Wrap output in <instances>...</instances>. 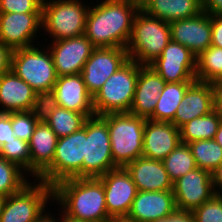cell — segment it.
Segmentation results:
<instances>
[{"label":"cell","instance_id":"obj_4","mask_svg":"<svg viewBox=\"0 0 222 222\" xmlns=\"http://www.w3.org/2000/svg\"><path fill=\"white\" fill-rule=\"evenodd\" d=\"M146 119L127 113L106 114L114 165L125 168L143 154Z\"/></svg>","mask_w":222,"mask_h":222},{"label":"cell","instance_id":"obj_20","mask_svg":"<svg viewBox=\"0 0 222 222\" xmlns=\"http://www.w3.org/2000/svg\"><path fill=\"white\" fill-rule=\"evenodd\" d=\"M180 143V130L173 123L146 119L142 157L162 161Z\"/></svg>","mask_w":222,"mask_h":222},{"label":"cell","instance_id":"obj_29","mask_svg":"<svg viewBox=\"0 0 222 222\" xmlns=\"http://www.w3.org/2000/svg\"><path fill=\"white\" fill-rule=\"evenodd\" d=\"M196 81L216 83L222 77V48L210 46L196 57Z\"/></svg>","mask_w":222,"mask_h":222},{"label":"cell","instance_id":"obj_9","mask_svg":"<svg viewBox=\"0 0 222 222\" xmlns=\"http://www.w3.org/2000/svg\"><path fill=\"white\" fill-rule=\"evenodd\" d=\"M36 181L5 197L0 222H34L44 213L47 203L53 202V186Z\"/></svg>","mask_w":222,"mask_h":222},{"label":"cell","instance_id":"obj_38","mask_svg":"<svg viewBox=\"0 0 222 222\" xmlns=\"http://www.w3.org/2000/svg\"><path fill=\"white\" fill-rule=\"evenodd\" d=\"M43 0H0L3 13H42Z\"/></svg>","mask_w":222,"mask_h":222},{"label":"cell","instance_id":"obj_43","mask_svg":"<svg viewBox=\"0 0 222 222\" xmlns=\"http://www.w3.org/2000/svg\"><path fill=\"white\" fill-rule=\"evenodd\" d=\"M203 11L209 15H222V0H203Z\"/></svg>","mask_w":222,"mask_h":222},{"label":"cell","instance_id":"obj_39","mask_svg":"<svg viewBox=\"0 0 222 222\" xmlns=\"http://www.w3.org/2000/svg\"><path fill=\"white\" fill-rule=\"evenodd\" d=\"M12 112H0V147L13 139Z\"/></svg>","mask_w":222,"mask_h":222},{"label":"cell","instance_id":"obj_23","mask_svg":"<svg viewBox=\"0 0 222 222\" xmlns=\"http://www.w3.org/2000/svg\"><path fill=\"white\" fill-rule=\"evenodd\" d=\"M125 169L131 175L138 191L173 190V182L162 161L139 157Z\"/></svg>","mask_w":222,"mask_h":222},{"label":"cell","instance_id":"obj_14","mask_svg":"<svg viewBox=\"0 0 222 222\" xmlns=\"http://www.w3.org/2000/svg\"><path fill=\"white\" fill-rule=\"evenodd\" d=\"M49 42L47 46L58 77L81 74L84 64L96 48L84 34Z\"/></svg>","mask_w":222,"mask_h":222},{"label":"cell","instance_id":"obj_27","mask_svg":"<svg viewBox=\"0 0 222 222\" xmlns=\"http://www.w3.org/2000/svg\"><path fill=\"white\" fill-rule=\"evenodd\" d=\"M194 82H171L166 83L164 89L159 94L153 114L148 118L157 122H170L174 120V115L178 106L186 93V90Z\"/></svg>","mask_w":222,"mask_h":222},{"label":"cell","instance_id":"obj_31","mask_svg":"<svg viewBox=\"0 0 222 222\" xmlns=\"http://www.w3.org/2000/svg\"><path fill=\"white\" fill-rule=\"evenodd\" d=\"M197 168L213 173L222 164V147L214 140H197L188 143Z\"/></svg>","mask_w":222,"mask_h":222},{"label":"cell","instance_id":"obj_2","mask_svg":"<svg viewBox=\"0 0 222 222\" xmlns=\"http://www.w3.org/2000/svg\"><path fill=\"white\" fill-rule=\"evenodd\" d=\"M66 216L87 222L113 221L107 212L104 186L98 178H68L53 186V203Z\"/></svg>","mask_w":222,"mask_h":222},{"label":"cell","instance_id":"obj_26","mask_svg":"<svg viewBox=\"0 0 222 222\" xmlns=\"http://www.w3.org/2000/svg\"><path fill=\"white\" fill-rule=\"evenodd\" d=\"M142 10L162 21L171 22L203 12V0H152Z\"/></svg>","mask_w":222,"mask_h":222},{"label":"cell","instance_id":"obj_47","mask_svg":"<svg viewBox=\"0 0 222 222\" xmlns=\"http://www.w3.org/2000/svg\"><path fill=\"white\" fill-rule=\"evenodd\" d=\"M214 140L222 147V120L220 121Z\"/></svg>","mask_w":222,"mask_h":222},{"label":"cell","instance_id":"obj_6","mask_svg":"<svg viewBox=\"0 0 222 222\" xmlns=\"http://www.w3.org/2000/svg\"><path fill=\"white\" fill-rule=\"evenodd\" d=\"M82 0H43L42 29L53 41L72 38L85 33L90 8Z\"/></svg>","mask_w":222,"mask_h":222},{"label":"cell","instance_id":"obj_30","mask_svg":"<svg viewBox=\"0 0 222 222\" xmlns=\"http://www.w3.org/2000/svg\"><path fill=\"white\" fill-rule=\"evenodd\" d=\"M162 162L173 183L197 168L189 145L182 142Z\"/></svg>","mask_w":222,"mask_h":222},{"label":"cell","instance_id":"obj_7","mask_svg":"<svg viewBox=\"0 0 222 222\" xmlns=\"http://www.w3.org/2000/svg\"><path fill=\"white\" fill-rule=\"evenodd\" d=\"M85 139H87V119L80 130L58 138L52 164L37 179L55 186L68 178H82Z\"/></svg>","mask_w":222,"mask_h":222},{"label":"cell","instance_id":"obj_46","mask_svg":"<svg viewBox=\"0 0 222 222\" xmlns=\"http://www.w3.org/2000/svg\"><path fill=\"white\" fill-rule=\"evenodd\" d=\"M55 217H53V214L51 215V211L50 213L48 212H44L36 221L34 222H59V219Z\"/></svg>","mask_w":222,"mask_h":222},{"label":"cell","instance_id":"obj_18","mask_svg":"<svg viewBox=\"0 0 222 222\" xmlns=\"http://www.w3.org/2000/svg\"><path fill=\"white\" fill-rule=\"evenodd\" d=\"M173 190L138 191L125 222H152L176 210Z\"/></svg>","mask_w":222,"mask_h":222},{"label":"cell","instance_id":"obj_1","mask_svg":"<svg viewBox=\"0 0 222 222\" xmlns=\"http://www.w3.org/2000/svg\"><path fill=\"white\" fill-rule=\"evenodd\" d=\"M90 5L84 35L96 47L127 48L140 10L131 0H101Z\"/></svg>","mask_w":222,"mask_h":222},{"label":"cell","instance_id":"obj_51","mask_svg":"<svg viewBox=\"0 0 222 222\" xmlns=\"http://www.w3.org/2000/svg\"><path fill=\"white\" fill-rule=\"evenodd\" d=\"M215 85H222V77L215 83Z\"/></svg>","mask_w":222,"mask_h":222},{"label":"cell","instance_id":"obj_50","mask_svg":"<svg viewBox=\"0 0 222 222\" xmlns=\"http://www.w3.org/2000/svg\"><path fill=\"white\" fill-rule=\"evenodd\" d=\"M4 199H5V197L0 196V216H1L2 208H3V204H4Z\"/></svg>","mask_w":222,"mask_h":222},{"label":"cell","instance_id":"obj_12","mask_svg":"<svg viewBox=\"0 0 222 222\" xmlns=\"http://www.w3.org/2000/svg\"><path fill=\"white\" fill-rule=\"evenodd\" d=\"M148 66L166 83L196 81V56L185 46L171 40L162 54Z\"/></svg>","mask_w":222,"mask_h":222},{"label":"cell","instance_id":"obj_40","mask_svg":"<svg viewBox=\"0 0 222 222\" xmlns=\"http://www.w3.org/2000/svg\"><path fill=\"white\" fill-rule=\"evenodd\" d=\"M211 45L222 48V15H211Z\"/></svg>","mask_w":222,"mask_h":222},{"label":"cell","instance_id":"obj_17","mask_svg":"<svg viewBox=\"0 0 222 222\" xmlns=\"http://www.w3.org/2000/svg\"><path fill=\"white\" fill-rule=\"evenodd\" d=\"M171 41L189 49L196 57L211 46V15L197 16L169 22Z\"/></svg>","mask_w":222,"mask_h":222},{"label":"cell","instance_id":"obj_48","mask_svg":"<svg viewBox=\"0 0 222 222\" xmlns=\"http://www.w3.org/2000/svg\"><path fill=\"white\" fill-rule=\"evenodd\" d=\"M60 216L61 217H59V222H87V221H80V220L72 219V218L66 216L63 212L62 213L60 212Z\"/></svg>","mask_w":222,"mask_h":222},{"label":"cell","instance_id":"obj_19","mask_svg":"<svg viewBox=\"0 0 222 222\" xmlns=\"http://www.w3.org/2000/svg\"><path fill=\"white\" fill-rule=\"evenodd\" d=\"M216 109L215 84L195 81L187 90L174 115L173 124L180 128L194 118Z\"/></svg>","mask_w":222,"mask_h":222},{"label":"cell","instance_id":"obj_11","mask_svg":"<svg viewBox=\"0 0 222 222\" xmlns=\"http://www.w3.org/2000/svg\"><path fill=\"white\" fill-rule=\"evenodd\" d=\"M98 179L104 186L109 217L113 221L125 220L138 192L131 175L125 168L117 167Z\"/></svg>","mask_w":222,"mask_h":222},{"label":"cell","instance_id":"obj_8","mask_svg":"<svg viewBox=\"0 0 222 222\" xmlns=\"http://www.w3.org/2000/svg\"><path fill=\"white\" fill-rule=\"evenodd\" d=\"M34 46L13 50L11 70L35 92L52 90L57 74L52 54L47 48Z\"/></svg>","mask_w":222,"mask_h":222},{"label":"cell","instance_id":"obj_13","mask_svg":"<svg viewBox=\"0 0 222 222\" xmlns=\"http://www.w3.org/2000/svg\"><path fill=\"white\" fill-rule=\"evenodd\" d=\"M128 60L126 48H95L81 71L87 91L94 96L106 80Z\"/></svg>","mask_w":222,"mask_h":222},{"label":"cell","instance_id":"obj_41","mask_svg":"<svg viewBox=\"0 0 222 222\" xmlns=\"http://www.w3.org/2000/svg\"><path fill=\"white\" fill-rule=\"evenodd\" d=\"M13 50L0 41V76L11 71Z\"/></svg>","mask_w":222,"mask_h":222},{"label":"cell","instance_id":"obj_42","mask_svg":"<svg viewBox=\"0 0 222 222\" xmlns=\"http://www.w3.org/2000/svg\"><path fill=\"white\" fill-rule=\"evenodd\" d=\"M152 222H195L192 211L176 209L171 215Z\"/></svg>","mask_w":222,"mask_h":222},{"label":"cell","instance_id":"obj_15","mask_svg":"<svg viewBox=\"0 0 222 222\" xmlns=\"http://www.w3.org/2000/svg\"><path fill=\"white\" fill-rule=\"evenodd\" d=\"M41 28L42 13L0 12V41L12 50L34 46Z\"/></svg>","mask_w":222,"mask_h":222},{"label":"cell","instance_id":"obj_22","mask_svg":"<svg viewBox=\"0 0 222 222\" xmlns=\"http://www.w3.org/2000/svg\"><path fill=\"white\" fill-rule=\"evenodd\" d=\"M53 90L59 107L83 113L87 117L95 115L93 96L87 91L81 74L57 77Z\"/></svg>","mask_w":222,"mask_h":222},{"label":"cell","instance_id":"obj_28","mask_svg":"<svg viewBox=\"0 0 222 222\" xmlns=\"http://www.w3.org/2000/svg\"><path fill=\"white\" fill-rule=\"evenodd\" d=\"M221 120L222 115L217 109L205 116L190 120L179 128L181 142L188 144L197 140L214 139Z\"/></svg>","mask_w":222,"mask_h":222},{"label":"cell","instance_id":"obj_35","mask_svg":"<svg viewBox=\"0 0 222 222\" xmlns=\"http://www.w3.org/2000/svg\"><path fill=\"white\" fill-rule=\"evenodd\" d=\"M59 107L54 90L36 92L32 113L38 122H45Z\"/></svg>","mask_w":222,"mask_h":222},{"label":"cell","instance_id":"obj_10","mask_svg":"<svg viewBox=\"0 0 222 222\" xmlns=\"http://www.w3.org/2000/svg\"><path fill=\"white\" fill-rule=\"evenodd\" d=\"M106 115L87 118V139L82 165V178H99L117 168L114 165Z\"/></svg>","mask_w":222,"mask_h":222},{"label":"cell","instance_id":"obj_25","mask_svg":"<svg viewBox=\"0 0 222 222\" xmlns=\"http://www.w3.org/2000/svg\"><path fill=\"white\" fill-rule=\"evenodd\" d=\"M58 137L46 122H38L31 136L29 152L31 176L36 180L53 161Z\"/></svg>","mask_w":222,"mask_h":222},{"label":"cell","instance_id":"obj_52","mask_svg":"<svg viewBox=\"0 0 222 222\" xmlns=\"http://www.w3.org/2000/svg\"><path fill=\"white\" fill-rule=\"evenodd\" d=\"M111 222H125L124 220H119V221H111Z\"/></svg>","mask_w":222,"mask_h":222},{"label":"cell","instance_id":"obj_16","mask_svg":"<svg viewBox=\"0 0 222 222\" xmlns=\"http://www.w3.org/2000/svg\"><path fill=\"white\" fill-rule=\"evenodd\" d=\"M176 208L193 211L214 195L212 173L196 168L173 183Z\"/></svg>","mask_w":222,"mask_h":222},{"label":"cell","instance_id":"obj_33","mask_svg":"<svg viewBox=\"0 0 222 222\" xmlns=\"http://www.w3.org/2000/svg\"><path fill=\"white\" fill-rule=\"evenodd\" d=\"M26 174L17 164L0 156V196L8 197L20 191L29 183Z\"/></svg>","mask_w":222,"mask_h":222},{"label":"cell","instance_id":"obj_44","mask_svg":"<svg viewBox=\"0 0 222 222\" xmlns=\"http://www.w3.org/2000/svg\"><path fill=\"white\" fill-rule=\"evenodd\" d=\"M212 182L215 194L222 195V164L212 173Z\"/></svg>","mask_w":222,"mask_h":222},{"label":"cell","instance_id":"obj_36","mask_svg":"<svg viewBox=\"0 0 222 222\" xmlns=\"http://www.w3.org/2000/svg\"><path fill=\"white\" fill-rule=\"evenodd\" d=\"M37 124L32 111L12 112V129L16 138L29 142Z\"/></svg>","mask_w":222,"mask_h":222},{"label":"cell","instance_id":"obj_21","mask_svg":"<svg viewBox=\"0 0 222 222\" xmlns=\"http://www.w3.org/2000/svg\"><path fill=\"white\" fill-rule=\"evenodd\" d=\"M166 82L150 66L139 65V74L129 113L148 119L154 112Z\"/></svg>","mask_w":222,"mask_h":222},{"label":"cell","instance_id":"obj_37","mask_svg":"<svg viewBox=\"0 0 222 222\" xmlns=\"http://www.w3.org/2000/svg\"><path fill=\"white\" fill-rule=\"evenodd\" d=\"M192 213L195 222H222V195L215 194Z\"/></svg>","mask_w":222,"mask_h":222},{"label":"cell","instance_id":"obj_49","mask_svg":"<svg viewBox=\"0 0 222 222\" xmlns=\"http://www.w3.org/2000/svg\"><path fill=\"white\" fill-rule=\"evenodd\" d=\"M139 9H143L152 0H131Z\"/></svg>","mask_w":222,"mask_h":222},{"label":"cell","instance_id":"obj_24","mask_svg":"<svg viewBox=\"0 0 222 222\" xmlns=\"http://www.w3.org/2000/svg\"><path fill=\"white\" fill-rule=\"evenodd\" d=\"M36 92L12 70L0 76V112L31 111Z\"/></svg>","mask_w":222,"mask_h":222},{"label":"cell","instance_id":"obj_32","mask_svg":"<svg viewBox=\"0 0 222 222\" xmlns=\"http://www.w3.org/2000/svg\"><path fill=\"white\" fill-rule=\"evenodd\" d=\"M87 118L83 113L58 107L45 122L61 138L80 130Z\"/></svg>","mask_w":222,"mask_h":222},{"label":"cell","instance_id":"obj_3","mask_svg":"<svg viewBox=\"0 0 222 222\" xmlns=\"http://www.w3.org/2000/svg\"><path fill=\"white\" fill-rule=\"evenodd\" d=\"M170 40L169 22L150 16L140 9L134 18L126 48L128 57L139 65H149L162 54Z\"/></svg>","mask_w":222,"mask_h":222},{"label":"cell","instance_id":"obj_45","mask_svg":"<svg viewBox=\"0 0 222 222\" xmlns=\"http://www.w3.org/2000/svg\"><path fill=\"white\" fill-rule=\"evenodd\" d=\"M216 92V109L222 115V85H215Z\"/></svg>","mask_w":222,"mask_h":222},{"label":"cell","instance_id":"obj_34","mask_svg":"<svg viewBox=\"0 0 222 222\" xmlns=\"http://www.w3.org/2000/svg\"><path fill=\"white\" fill-rule=\"evenodd\" d=\"M0 156L5 160L17 164L28 176H31V158L29 144L20 138L13 139L0 147Z\"/></svg>","mask_w":222,"mask_h":222},{"label":"cell","instance_id":"obj_5","mask_svg":"<svg viewBox=\"0 0 222 222\" xmlns=\"http://www.w3.org/2000/svg\"><path fill=\"white\" fill-rule=\"evenodd\" d=\"M138 74L139 64L130 59L112 74L93 96L95 115L129 112Z\"/></svg>","mask_w":222,"mask_h":222}]
</instances>
